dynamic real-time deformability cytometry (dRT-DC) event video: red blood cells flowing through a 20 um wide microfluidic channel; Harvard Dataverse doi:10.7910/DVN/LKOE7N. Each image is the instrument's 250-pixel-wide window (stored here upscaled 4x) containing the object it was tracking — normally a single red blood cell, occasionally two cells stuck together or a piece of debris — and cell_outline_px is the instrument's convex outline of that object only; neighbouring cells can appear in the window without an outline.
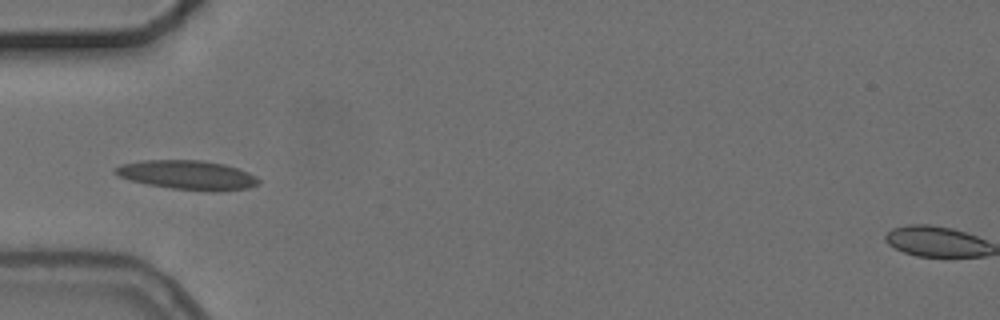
{"species": "common noctule bat (a hibernating species)", "species_latin": "Nyctalus noctula", "temperature_condition": "cold", "stored_images_in_passage": 3, "camera_frame_rate_fps": 3000, "um_per_image_px": 0.085, "animal": {"sex": "female", "body_mass_g": 24.6, "forearm_length_mm": 56.2}, "frame": {"image": 1, "passage_image": 1, "time_ms": 0.0, "image_size_px": [1000, 320], "cell_outline_px": [[260, 184], [248, 188], [216, 192], [212, 192], [172, 188], [148, 184], [132, 180], [120, 176], [116, 172], [116, 168], [120, 164], [140, 160], [204, 160], [224, 164], [248, 172], [256, 176], [260, 180]], "centroid_in_image_um": [16.0, 14.87], "position_along_channel_um": 69.0, "area_um2": 24.33}}
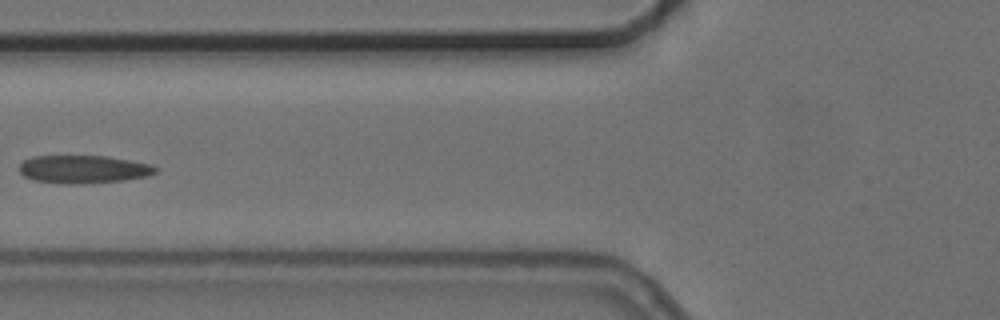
{"frame": {"image": 2, "passage_image": 2, "time_ms": 1.333, "image_size_px": [1000, 320], "cell_outline_px": [[160, 168], [156, 172], [148, 176], [124, 180], [84, 184], [64, 184], [32, 180], [24, 176], [20, 172], [20, 164], [24, 160], [32, 156], [108, 156], [152, 164]], "centroid_in_image_um": [7.12, 14.39], "position_along_channel_um": 118.7, "area_um2": 22.48}}
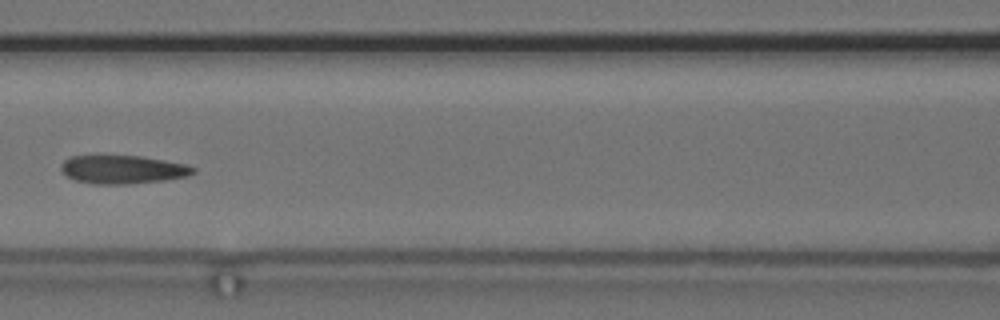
{"frame": {"image": 3, "passage_image": 3, "time_ms": 2.333, "image_size_px": [1000, 320], "cell_outline_px": [[196, 172], [188, 176], [164, 180], [128, 184], [92, 184], [76, 180], [68, 176], [60, 168], [60, 164], [64, 160], [72, 156], [96, 152], [140, 156], [164, 160], [184, 164], [196, 168]], "centroid_in_image_um": [10.37, 14.36], "position_along_channel_um": 156.2, "area_um2": 22.72}}